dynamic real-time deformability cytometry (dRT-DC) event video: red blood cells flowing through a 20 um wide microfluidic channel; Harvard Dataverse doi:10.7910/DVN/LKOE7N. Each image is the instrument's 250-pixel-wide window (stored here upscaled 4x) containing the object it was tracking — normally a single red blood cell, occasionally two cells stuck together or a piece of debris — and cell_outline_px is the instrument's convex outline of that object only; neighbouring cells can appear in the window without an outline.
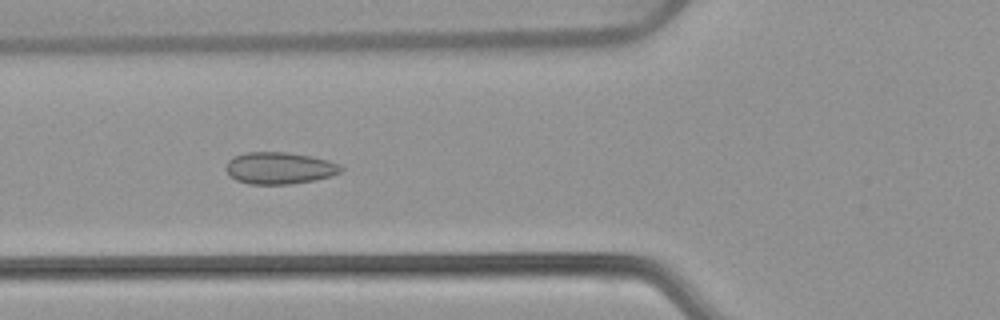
{"species": "common noctule bat (a hibernating species)", "species_latin": "Nyctalus noctula", "temperature_condition": "warm", "stored_images_in_passage": 51, "camera_frame_rate_fps": 3000, "um_per_image_px": 0.085, "animal": {"sex": "female", "body_mass_g": 22.7, "forearm_length_mm": 54.2}, "frame": {"image": 1, "passage_image": 18, "time_ms": 5.667, "image_size_px": [1000, 320], "cell_outline_px": [[344, 168], [340, 172], [332, 176], [292, 184], [248, 184], [236, 180], [224, 168], [228, 160], [244, 152], [288, 152], [328, 160], [340, 164]], "centroid_in_image_um": [23.75, 14.28], "position_along_channel_um": 102.0, "area_um2": 21.33}}
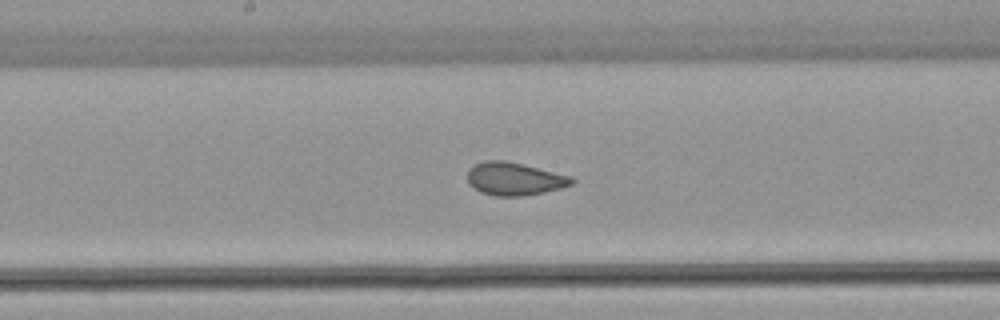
{"frame": {"image": 2, "passage_image": 26, "time_ms": 8.333, "image_size_px": [1000, 320], "cell_outline_px": [[576, 180], [572, 184], [560, 188], [544, 192], [524, 196], [496, 196], [480, 192], [468, 184], [468, 168], [484, 160], [504, 160], [572, 176]], "centroid_in_image_um": [43.71, 15.2], "position_along_channel_um": 204.5, "area_um2": 20.0}}
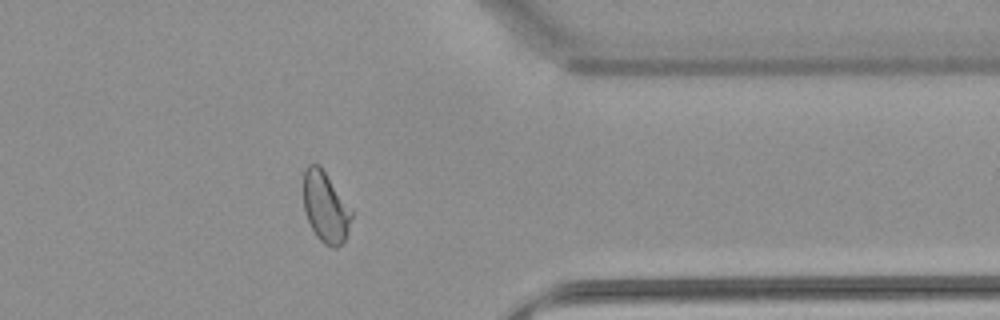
{"frame": {"image": 3, "passage_image": 41, "time_ms": 13.333, "image_size_px": [1000, 320], "cell_outline_px": [[352, 216], [348, 232], [344, 240], [336, 248], [332, 248], [324, 244], [316, 236], [304, 212], [304, 168], [308, 164], [320, 164], [352, 212]], "centroid_in_image_um": [27.65, 17.61], "position_along_channel_um": 383.8, "area_um2": 19.59}, "authors_computed_cell_mechanics": {"area_um2": 20.7502, "velocity_mm_per_s": 3.8386, "shape_relaxation_time_tau1_ms": null, "shape_relaxation_time_tau2_ms": 0.6175, "deformation_change_tau1": null, "deformation_change_tau2": 0.0526}}